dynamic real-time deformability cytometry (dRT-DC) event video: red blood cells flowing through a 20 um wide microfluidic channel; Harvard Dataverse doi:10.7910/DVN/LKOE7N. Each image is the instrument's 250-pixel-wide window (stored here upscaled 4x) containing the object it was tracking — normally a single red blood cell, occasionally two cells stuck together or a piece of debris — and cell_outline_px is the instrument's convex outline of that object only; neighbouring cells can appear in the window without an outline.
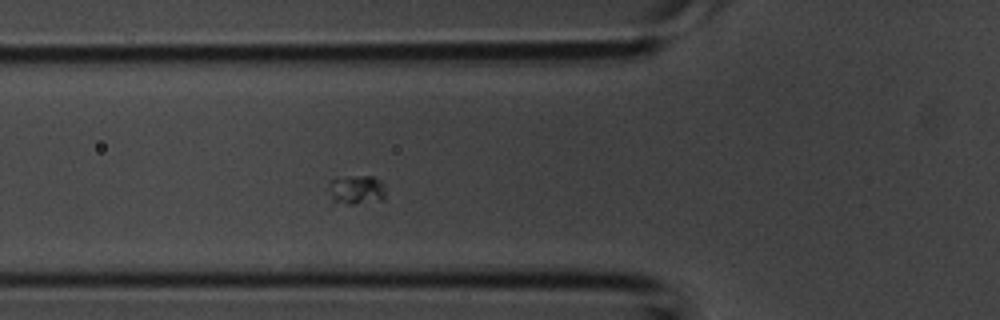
{"species": "common noctule bat (a hibernating species)", "species_latin": "Nyctalus noctula", "temperature_condition": "room temperature", "stored_images_in_passage": 38, "camera_frame_rate_fps": 3000, "um_per_image_px": 0.085, "animal": {"sex": "male", "body_mass_g": 20.1, "forearm_length_mm": 53.5}, "frame": {"image": 1, "passage_image": 8, "time_ms": 2.333, "image_size_px": [1000, 320], "cell_outline_px": [[384, 200], [328, 208], [328, 180], [348, 176], [372, 176], [380, 180], [384, 184]], "centroid_in_image_um": [30.13, 16.21], "position_along_channel_um": 95.7, "area_um2": 10.75}}
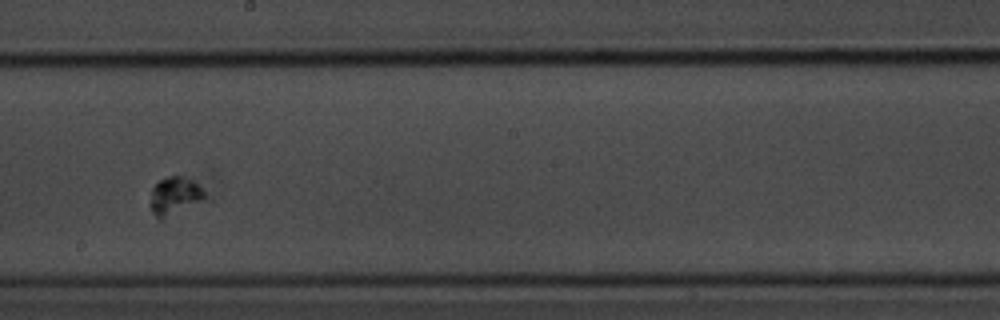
{"frame": {"image": 2, "passage_image": 17, "time_ms": 5.333, "image_size_px": [1000, 320], "cell_outline_px": [[204, 196], [160, 220], [156, 220], [148, 204], [152, 188], [160, 180], [168, 176], [180, 176], [192, 180], [204, 192]], "centroid_in_image_um": [14.7, 16.63], "position_along_channel_um": 233.5, "area_um2": 11.33}}
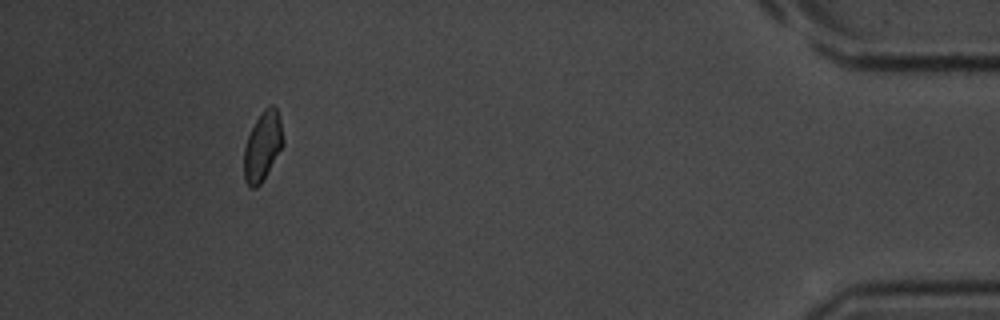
{"frame": {"image": 3, "passage_image": 38, "time_ms": 12.333, "image_size_px": [1000, 320], "cell_outline_px": [[284, 144], [260, 184], [256, 188], [252, 188], [244, 180], [244, 148], [248, 136], [256, 120], [264, 108], [268, 104], [272, 104], [276, 108], [280, 120], [284, 140]], "centroid_in_image_um": [22.32, 12.4], "position_along_channel_um": 412.9, "area_um2": 15.61}}